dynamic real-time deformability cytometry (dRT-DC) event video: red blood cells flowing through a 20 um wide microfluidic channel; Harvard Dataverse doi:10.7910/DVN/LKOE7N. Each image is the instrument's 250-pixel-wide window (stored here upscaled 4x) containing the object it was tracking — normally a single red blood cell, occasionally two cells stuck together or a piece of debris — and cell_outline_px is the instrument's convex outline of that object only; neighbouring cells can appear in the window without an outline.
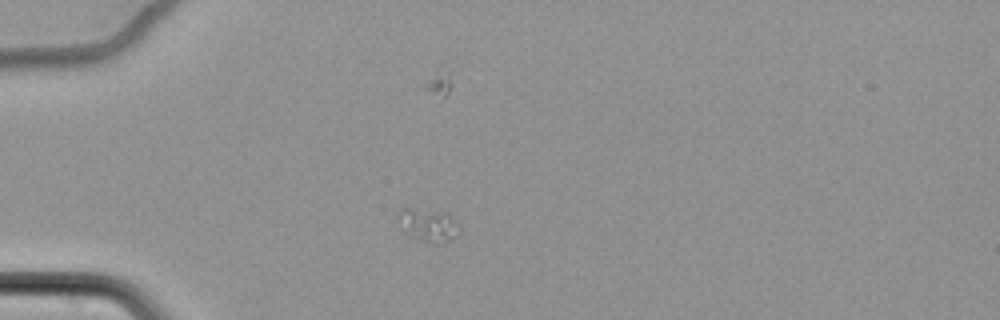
{"species": "common noctule bat (a hibernating species)", "species_latin": "Nyctalus noctula", "temperature_condition": "cold", "stored_images_in_passage": 45, "camera_frame_rate_fps": 3000, "um_per_image_px": 0.085, "animal": {"sex": "female", "body_mass_g": 22.7, "forearm_length_mm": 54.2}, "frame": {"image": 1, "passage_image": 1, "time_ms": 0.0, "image_size_px": [1000, 320], "cell_outline_px": [[460, 232], [456, 236], [448, 240], [436, 244], [432, 244], [408, 236], [400, 216], [400, 208], [412, 208], [444, 212], [460, 228]], "centroid_in_image_um": [36.43, 19.15], "position_along_channel_um": 48.6, "area_um2": 11.21}}
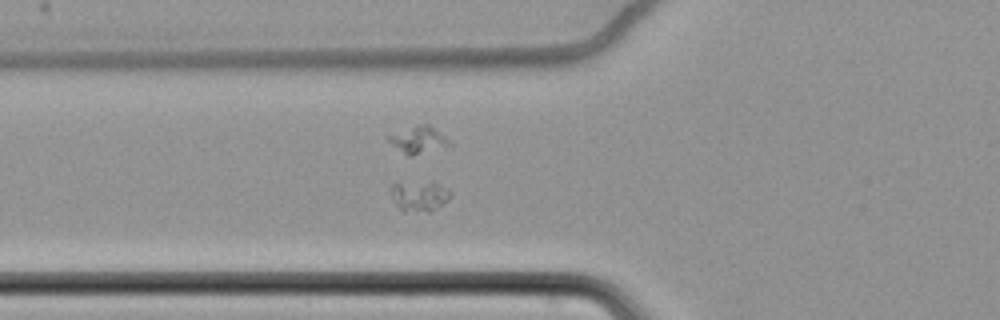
{"frame": {"image": 2, "passage_image": 7, "time_ms": 2.0, "image_size_px": [1000, 320], "cell_outline_px": [[452, 192], [448, 200], [436, 208], [428, 212], [400, 208], [396, 204], [392, 196], [392, 184], [432, 180], [448, 188]], "centroid_in_image_um": [35.72, 16.6], "position_along_channel_um": 90.1, "area_um2": 10.35}}
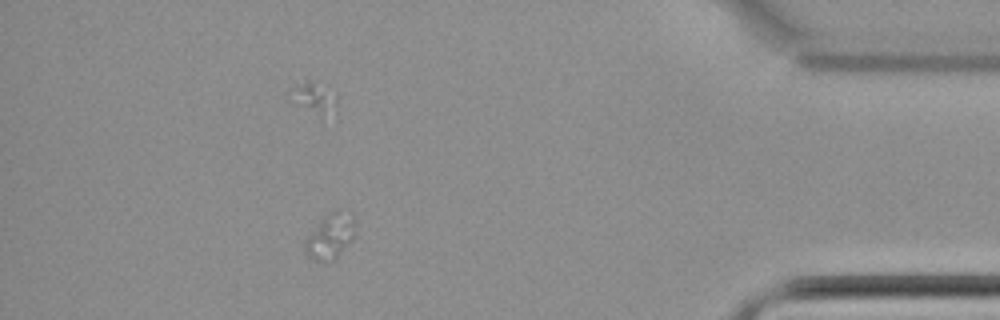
{"frame": {"image": 3, "passage_image": 39, "time_ms": 12.667, "image_size_px": [1000, 320], "cell_outline_px": [[356, 232], [352, 240], [336, 260], [312, 260], [304, 252], [304, 240], [320, 220], [328, 212], [336, 208], [352, 212], [356, 228]], "centroid_in_image_um": [28.11, 20.04], "position_along_channel_um": 407.1, "area_um2": 13.76}}